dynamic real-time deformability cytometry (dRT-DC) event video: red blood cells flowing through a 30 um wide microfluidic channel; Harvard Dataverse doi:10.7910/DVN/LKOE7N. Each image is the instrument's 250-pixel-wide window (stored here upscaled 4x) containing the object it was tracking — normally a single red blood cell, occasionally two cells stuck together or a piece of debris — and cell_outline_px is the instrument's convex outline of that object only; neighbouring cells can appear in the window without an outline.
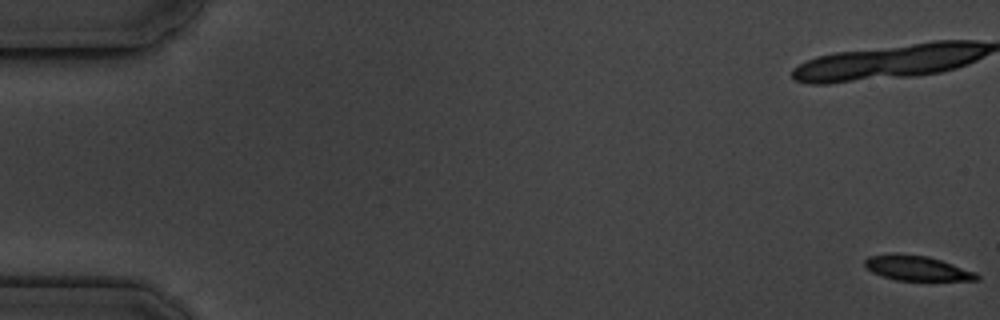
{"species": "common noctule bat (a hibernating species)", "species_latin": "Nyctalus noctula", "temperature_condition": "cold", "stored_images_in_passage": 7, "camera_frame_rate_fps": 3000, "um_per_image_px": 0.085, "animal": {"sex": "male", "body_mass_g": 19.5, "forearm_length_mm": 54.6}, "frame": {"image": 1, "passage_image": 1, "time_ms": 0.0, "image_size_px": [1000, 320], "cell_outline_px": [[980, 280], [896, 280], [880, 276], [864, 268], [864, 260], [868, 256], [892, 252], [896, 252], [928, 256], [976, 272], [980, 276]], "centroid_in_image_um": [77.86, 22.77], "position_along_channel_um": 7.1, "area_um2": 16.53}}